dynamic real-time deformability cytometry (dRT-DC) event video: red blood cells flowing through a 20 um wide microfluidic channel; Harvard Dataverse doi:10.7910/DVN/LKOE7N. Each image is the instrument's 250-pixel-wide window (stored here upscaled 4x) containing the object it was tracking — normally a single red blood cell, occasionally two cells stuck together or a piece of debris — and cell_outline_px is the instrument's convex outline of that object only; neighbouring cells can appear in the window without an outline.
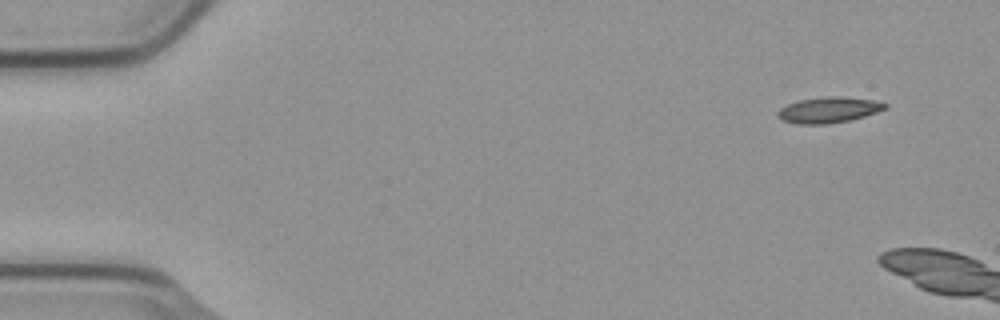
{"species": "common noctule bat (a hibernating species)", "species_latin": "Nyctalus noctula", "temperature_condition": "cold", "stored_images_in_passage": 3, "camera_frame_rate_fps": 3000, "um_per_image_px": 0.085, "animal": {"sex": "male", "body_mass_g": 23.1, "forearm_length_mm": 52.7}, "frame": {"image": 1, "passage_image": 1, "time_ms": 0.0, "image_size_px": [1000, 320], "cell_outline_px": [[888, 108], [864, 116], [848, 120], [828, 124], [800, 124], [784, 120], [776, 116], [776, 112], [780, 108], [788, 104], [800, 100], [828, 96], [840, 96], [872, 100], [888, 104]], "centroid_in_image_um": [70.43, 9.34], "position_along_channel_um": 14.6, "area_um2": 15.95}}